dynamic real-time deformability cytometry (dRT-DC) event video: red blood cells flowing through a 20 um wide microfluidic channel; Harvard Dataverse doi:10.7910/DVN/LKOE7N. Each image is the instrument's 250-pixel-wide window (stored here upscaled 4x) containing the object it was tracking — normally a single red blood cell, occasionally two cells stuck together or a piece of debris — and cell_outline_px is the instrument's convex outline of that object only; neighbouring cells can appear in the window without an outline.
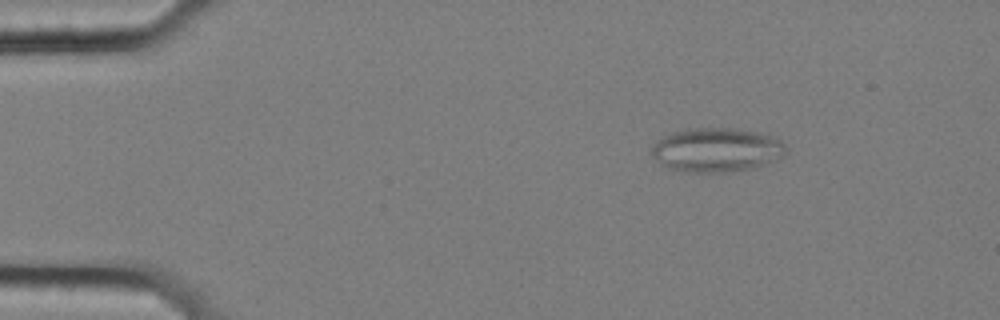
{"species": "common noctule bat (a hibernating species)", "species_latin": "Nyctalus noctula", "temperature_condition": "cold", "stored_images_in_passage": 58, "segment_of_instrument_passage": [1, 2], "camera_frame_rate_fps": 3000, "um_per_image_px": 0.085, "animal": {"sex": "female", "body_mass_g": 25.1}, "frame": {"image": 1, "passage_image": 9, "time_ms": 2.667, "image_size_px": [1000, 320], "cell_outline_px": [[788, 152], [784, 156], [752, 168], [728, 172], [688, 172], [672, 168], [664, 164], [652, 156], [648, 152], [652, 144], [664, 136], [672, 132], [688, 128], [732, 128], [760, 132], [772, 136], [780, 140], [784, 144]], "centroid_in_image_um": [60.91, 12.72], "position_along_channel_um": 24.1, "area_um2": 34.51}}
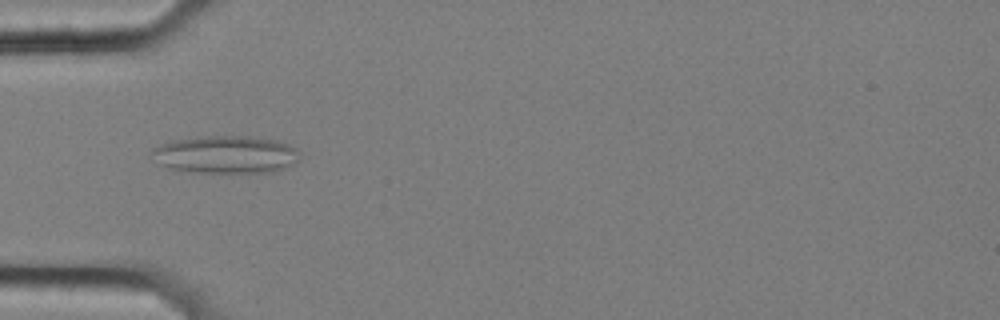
{"frame": {"image": 2, "passage_image": 19, "time_ms": 6.0, "image_size_px": [1000, 320], "cell_outline_px": [[300, 156], [292, 164], [284, 168], [268, 172], [192, 172], [168, 168], [160, 164], [148, 156], [148, 152], [152, 148], [160, 144], [172, 140], [200, 136], [260, 136], [288, 144], [296, 148], [300, 152]], "centroid_in_image_um": [19.12, 13.12], "position_along_channel_um": 65.9, "area_um2": 32.83}}